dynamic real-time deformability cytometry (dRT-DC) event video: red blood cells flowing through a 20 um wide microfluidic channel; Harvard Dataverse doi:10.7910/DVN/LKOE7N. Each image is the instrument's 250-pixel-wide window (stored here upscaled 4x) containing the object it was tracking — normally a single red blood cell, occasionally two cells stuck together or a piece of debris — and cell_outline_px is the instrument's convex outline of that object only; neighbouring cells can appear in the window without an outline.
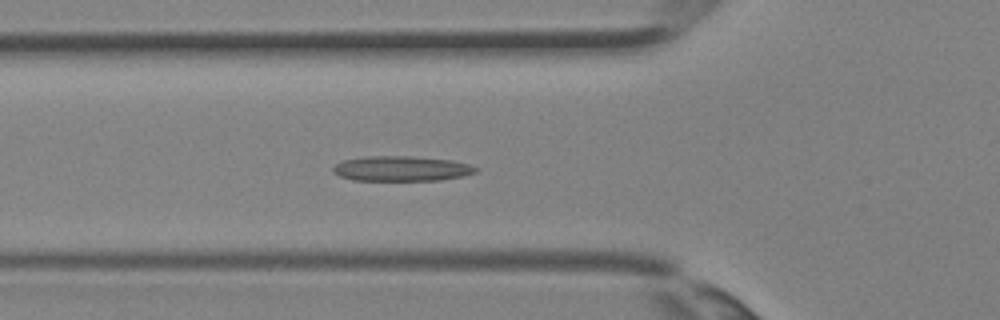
{"species": "Egyptian fruit bat (a non-hibernating species)", "species_latin": "Rousettus aegyptiacus", "temperature_condition": "room temperature", "stored_images_in_passage": 37, "camera_frame_rate_fps": 3000, "um_per_image_px": 0.085, "animal": {"sex": "female"}, "frame": {"image": 1, "passage_image": 13, "time_ms": 4.0, "image_size_px": [1000, 320], "cell_outline_px": [[480, 168], [476, 172], [460, 176], [440, 180], [352, 180], [340, 176], [332, 172], [332, 168], [336, 164], [344, 160], [364, 156], [412, 156], [452, 160], [468, 164]], "centroid_in_image_um": [34.1, 14.32], "position_along_channel_um": 91.7, "area_um2": 20.81}}
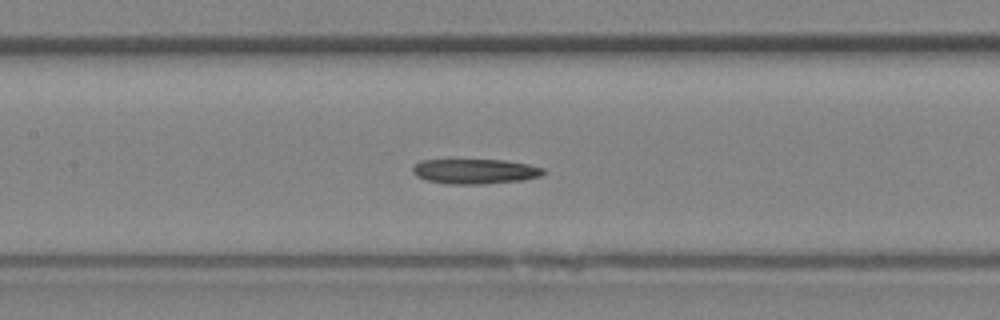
{"frame": {"image": 2, "passage_image": 17, "time_ms": 5.333, "image_size_px": [1000, 320], "cell_outline_px": [[548, 172], [540, 176], [524, 180], [484, 184], [444, 184], [428, 180], [416, 176], [412, 172], [412, 164], [420, 160], [452, 156], [504, 160], [528, 164], [544, 168]], "centroid_in_image_um": [40.29, 14.5], "position_along_channel_um": 167.1, "area_um2": 20.46}}
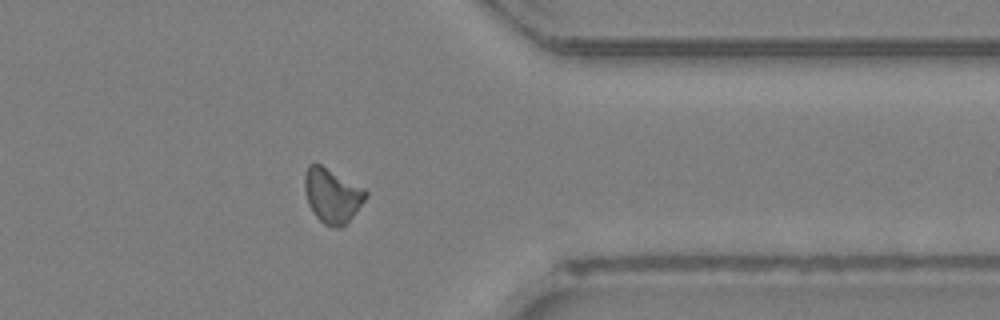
{"frame": {"image": 3, "passage_image": 29, "time_ms": 9.333, "image_size_px": [1000, 320], "cell_outline_px": [[368, 196], [356, 212], [340, 228], [336, 228], [324, 224], [312, 212], [308, 204], [304, 188], [304, 172], [308, 164], [320, 164], [364, 188], [368, 192]], "centroid_in_image_um": [28.22, 16.61], "position_along_channel_um": 383.2, "area_um2": 19.36}}